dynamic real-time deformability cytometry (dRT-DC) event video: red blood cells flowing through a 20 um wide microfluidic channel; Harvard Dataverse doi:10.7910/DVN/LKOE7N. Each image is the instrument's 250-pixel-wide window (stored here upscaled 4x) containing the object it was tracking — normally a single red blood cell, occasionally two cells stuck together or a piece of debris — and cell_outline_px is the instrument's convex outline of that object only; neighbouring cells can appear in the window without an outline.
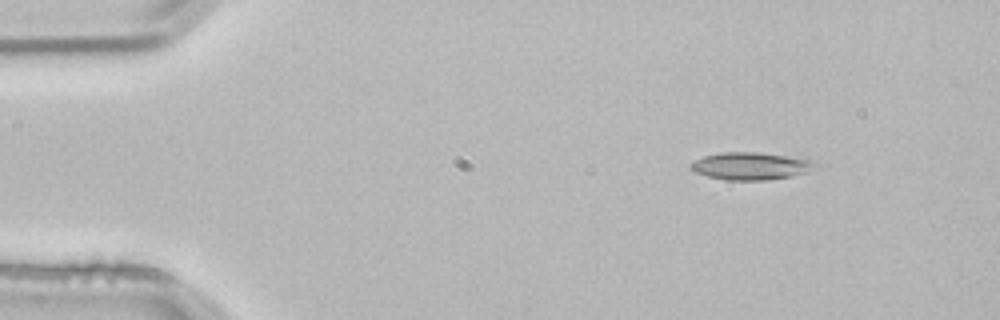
{"species": "common noctule bat (a hibernating species)", "species_latin": "Nyctalus noctula", "temperature_condition": "room temperature", "stored_images_in_passage": 2, "camera_frame_rate_fps": 3000, "um_per_image_px": 0.085, "animal": {"sex": "male", "body_mass_g": 21.5, "forearm_length_mm": 52.0}, "frame": {"image": 1, "passage_image": 1, "time_ms": 0.0, "image_size_px": [1000, 320], "cell_outline_px": [[816, 164], [804, 172], [788, 176], [768, 180], [728, 180], [708, 176], [696, 172], [688, 168], [688, 164], [692, 160], [704, 156], [720, 152], [756, 152], [784, 156], [804, 160]], "centroid_in_image_um": [63.61, 14.11], "position_along_channel_um": 21.4, "area_um2": 19.31}}